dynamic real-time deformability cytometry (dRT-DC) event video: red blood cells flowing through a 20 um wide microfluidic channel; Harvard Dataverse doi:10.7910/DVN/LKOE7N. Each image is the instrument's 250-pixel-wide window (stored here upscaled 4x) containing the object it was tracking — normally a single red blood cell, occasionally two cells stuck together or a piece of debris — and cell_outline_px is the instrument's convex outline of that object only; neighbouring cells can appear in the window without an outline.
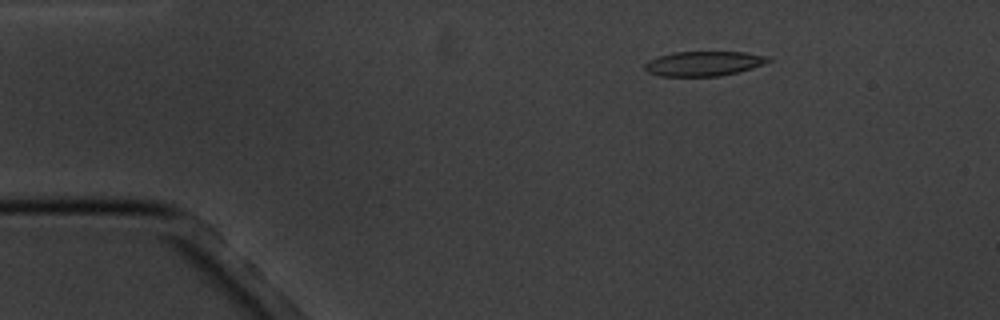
{"species": "common noctule bat (a hibernating species)", "species_latin": "Nyctalus noctula", "temperature_condition": "cold", "stored_images_in_passage": 3, "camera_frame_rate_fps": 3000, "um_per_image_px": 0.085, "animal": {"sex": "male", "body_mass_g": 20.1, "forearm_length_mm": 53.5}, "frame": {"image": 1, "passage_image": 1, "time_ms": 0.0, "image_size_px": [1000, 320], "cell_outline_px": [[772, 60], [752, 68], [720, 76], [660, 76], [648, 72], [644, 68], [644, 64], [648, 60], [672, 52], [744, 52], [768, 56]], "centroid_in_image_um": [59.79, 5.4], "position_along_channel_um": 25.2, "area_um2": 17.69}}